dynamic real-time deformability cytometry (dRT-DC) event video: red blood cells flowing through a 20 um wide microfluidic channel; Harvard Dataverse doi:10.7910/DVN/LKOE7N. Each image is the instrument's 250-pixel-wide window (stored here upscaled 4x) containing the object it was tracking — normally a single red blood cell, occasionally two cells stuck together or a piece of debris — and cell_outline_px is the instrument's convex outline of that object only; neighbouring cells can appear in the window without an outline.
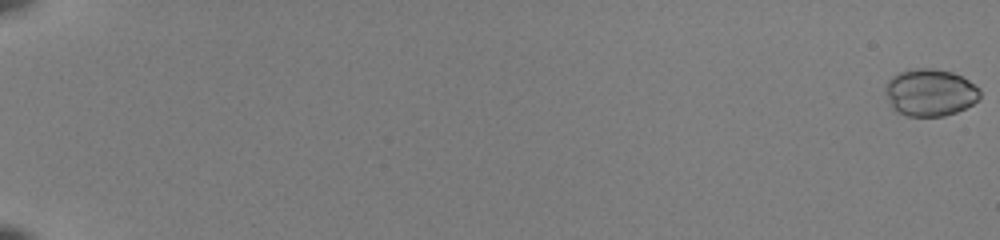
{"species": "common noctule bat (a hibernating species)", "species_latin": "Nyctalus noctula", "temperature_condition": "room temperature", "stored_images_in_passage": 55, "camera_frame_rate_fps": 3000, "um_per_image_px": 0.085, "animal": {"sex": "female", "body_mass_g": 22.0, "forearm_length_mm": 56.7}, "frame": {"image": 1, "passage_image": 1, "time_ms": 0.0, "image_size_px": [1000, 240], "cell_outline_px": [[980, 96], [972, 104], [956, 112], [944, 116], [908, 116], [896, 112], [892, 108], [884, 92], [884, 88], [888, 80], [892, 76], [900, 72], [916, 68], [932, 68], [952, 72], [968, 80], [980, 88]], "centroid_in_image_um": [79.03, 7.86], "position_along_channel_um": 6.0, "area_um2": 26.07}}
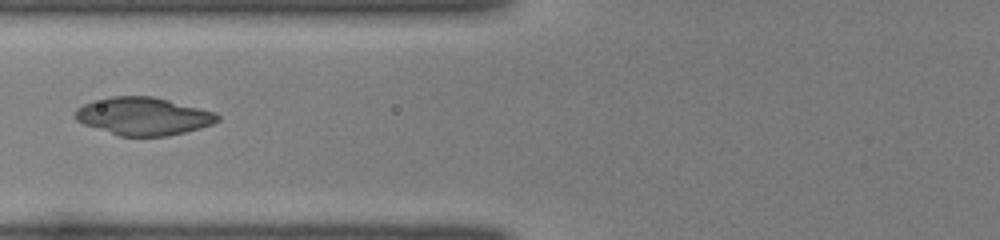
{"frame": {"image": 2, "passage_image": 26, "time_ms": 8.333, "image_size_px": [1000, 240], "cell_outline_px": [[220, 120], [212, 124], [200, 128], [168, 136], [120, 136], [84, 124], [76, 120], [72, 116], [72, 112], [76, 108], [92, 100], [112, 96], [152, 96], [216, 112], [220, 116]], "centroid_in_image_um": [12.15, 9.87], "position_along_channel_um": 113.7, "area_um2": 31.44}}
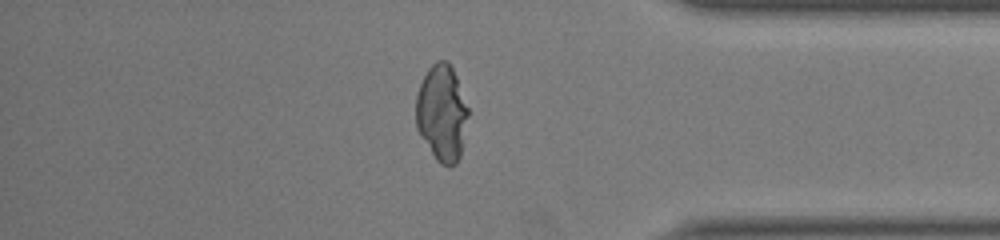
{"frame": {"image": 3, "passage_image": 48, "time_ms": 15.667, "image_size_px": [1000, 240], "cell_outline_px": [[468, 116], [460, 156], [456, 164], [440, 164], [436, 160], [420, 136], [416, 128], [416, 96], [420, 84], [428, 68], [436, 60], [448, 60], [456, 76], [468, 108]], "centroid_in_image_um": [37.54, 9.59], "position_along_channel_um": 397.7, "area_um2": 29.25}, "authors_computed_cell_mechanics": {"area_um2": 29.189, "velocity_mm_per_s": 4.0338, "shape_relaxation_time_tau1_ms": 6.0011, "shape_relaxation_time_tau2_ms": null, "deformation_change_tau1": 0.1969, "deformation_change_tau2": null}}